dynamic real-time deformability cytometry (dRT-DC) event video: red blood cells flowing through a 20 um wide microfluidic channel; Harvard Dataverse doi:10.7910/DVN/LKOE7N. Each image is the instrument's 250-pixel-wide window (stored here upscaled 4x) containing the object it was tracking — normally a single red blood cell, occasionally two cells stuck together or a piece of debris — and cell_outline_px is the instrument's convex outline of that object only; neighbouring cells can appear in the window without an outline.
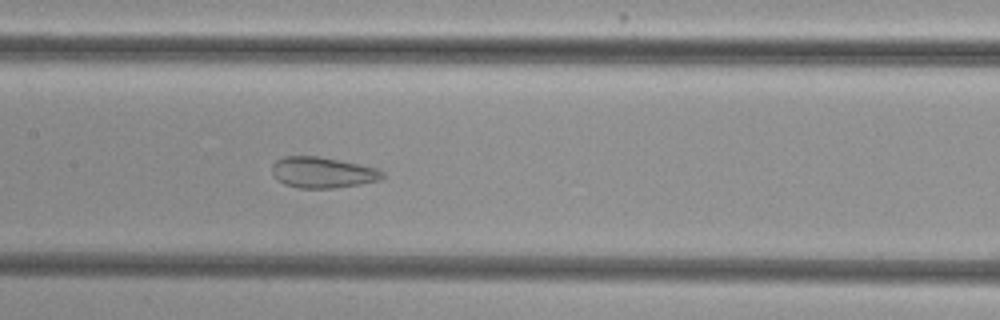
{"species": "common noctule bat (a hibernating species)", "species_latin": "Nyctalus noctula", "temperature_condition": "cold", "stored_images_in_passage": 20, "camera_frame_rate_fps": 3000, "um_per_image_px": 0.085, "animal": {"sex": "female", "body_mass_g": 29.2, "forearm_length_mm": 56.3}, "frame": {"image": 1, "passage_image": 12, "time_ms": 3.667, "image_size_px": [1000, 320], "cell_outline_px": [[384, 176], [380, 180], [360, 184], [332, 188], [300, 188], [284, 184], [276, 180], [272, 176], [272, 164], [276, 160], [284, 156], [320, 156], [380, 168], [384, 172]], "centroid_in_image_um": [27.41, 14.65], "position_along_channel_um": 180.0, "area_um2": 20.17}}
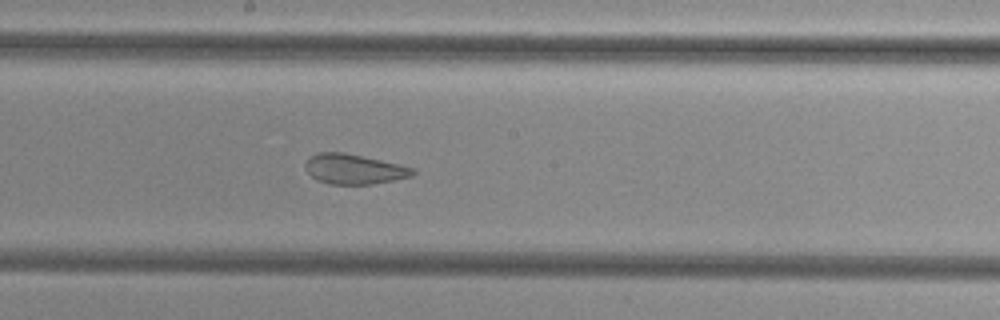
{"frame": {"image": 2, "passage_image": 15, "time_ms": 4.667, "image_size_px": [1000, 320], "cell_outline_px": [[416, 172], [412, 176], [372, 184], [328, 184], [316, 180], [304, 168], [304, 164], [312, 156], [320, 152], [344, 152], [416, 168]], "centroid_in_image_um": [30.09, 14.38], "position_along_channel_um": 218.1, "area_um2": 18.67}}
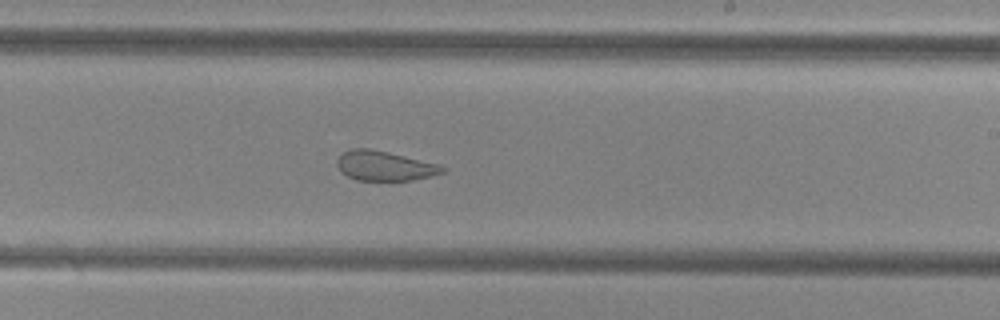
{"frame": {"image": 3, "passage_image": 18, "time_ms": 5.667, "image_size_px": [1000, 320], "cell_outline_px": [[448, 168], [444, 172], [432, 176], [412, 180], [356, 180], [348, 176], [336, 164], [336, 160], [344, 152], [352, 148], [368, 148], [388, 152], [436, 164]], "centroid_in_image_um": [32.69, 14.1], "position_along_channel_um": 256.3, "area_um2": 17.92}}